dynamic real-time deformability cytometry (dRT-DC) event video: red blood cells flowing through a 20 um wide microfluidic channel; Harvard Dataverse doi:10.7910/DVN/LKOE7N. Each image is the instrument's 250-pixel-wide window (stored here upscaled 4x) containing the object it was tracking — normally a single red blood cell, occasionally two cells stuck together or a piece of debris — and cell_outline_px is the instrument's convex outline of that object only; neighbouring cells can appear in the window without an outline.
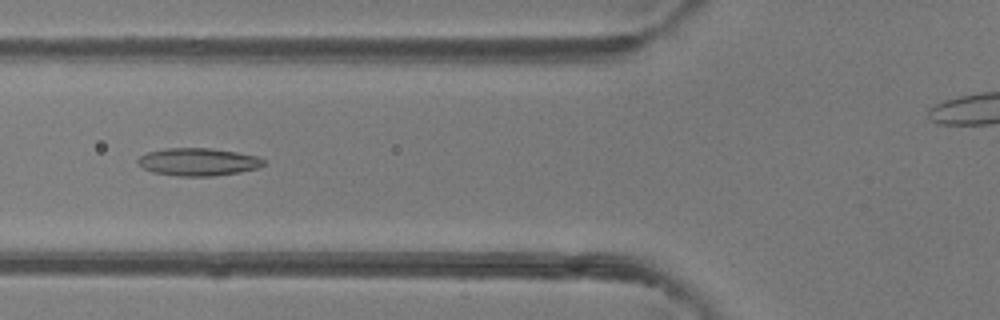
{"species": "common noctule bat (a hibernating species)", "species_latin": "Nyctalus noctula", "temperature_condition": "room temperature", "stored_images_in_passage": 5, "camera_frame_rate_fps": 3000, "um_per_image_px": 0.085, "animal": {"sex": "female"}, "frame": {"image": 1, "passage_image": 5, "time_ms": 1.333, "image_size_px": [1000, 320], "cell_outline_px": [[264, 164], [256, 168], [240, 172], [212, 176], [176, 176], [152, 172], [144, 168], [136, 160], [140, 156], [148, 152], [164, 148], [208, 148], [236, 152], [260, 156], [264, 160]], "centroid_in_image_um": [16.84, 13.76], "position_along_channel_um": 109.0, "area_um2": 20.23}}